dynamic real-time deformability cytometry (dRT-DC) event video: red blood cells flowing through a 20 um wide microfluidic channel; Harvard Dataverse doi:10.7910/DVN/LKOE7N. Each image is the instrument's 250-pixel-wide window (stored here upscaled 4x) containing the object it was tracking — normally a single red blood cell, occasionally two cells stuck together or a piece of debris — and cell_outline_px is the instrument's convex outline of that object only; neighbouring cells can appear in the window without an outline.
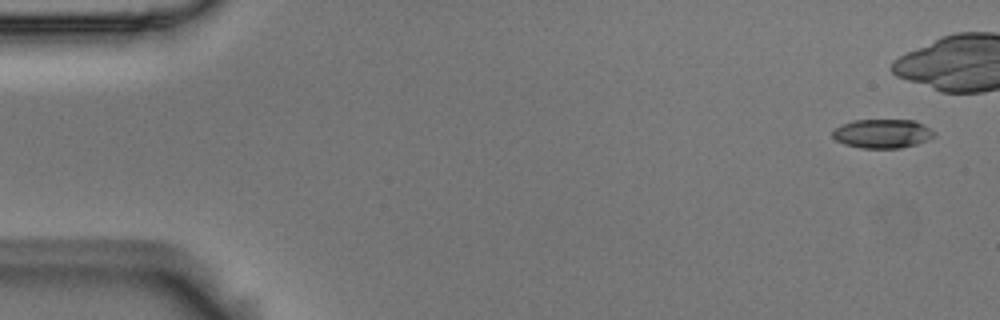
{"species": "Egyptian fruit bat (a non-hibernating species)", "species_latin": "Rousettus aegyptiacus", "temperature_condition": "room temperature", "stored_images_in_passage": 6, "camera_frame_rate_fps": 3000, "um_per_image_px": 0.085, "animal": {"sex": "male"}, "frame": {"image": 1, "passage_image": 1, "time_ms": 0.0, "image_size_px": [1000, 320], "cell_outline_px": [[936, 136], [928, 140], [916, 144], [900, 148], [860, 148], [844, 144], [836, 140], [832, 136], [832, 128], [840, 124], [852, 120], [916, 120], [924, 124], [936, 132]], "centroid_in_image_um": [75.0, 11.35], "position_along_channel_um": 10.0, "area_um2": 17.51}}